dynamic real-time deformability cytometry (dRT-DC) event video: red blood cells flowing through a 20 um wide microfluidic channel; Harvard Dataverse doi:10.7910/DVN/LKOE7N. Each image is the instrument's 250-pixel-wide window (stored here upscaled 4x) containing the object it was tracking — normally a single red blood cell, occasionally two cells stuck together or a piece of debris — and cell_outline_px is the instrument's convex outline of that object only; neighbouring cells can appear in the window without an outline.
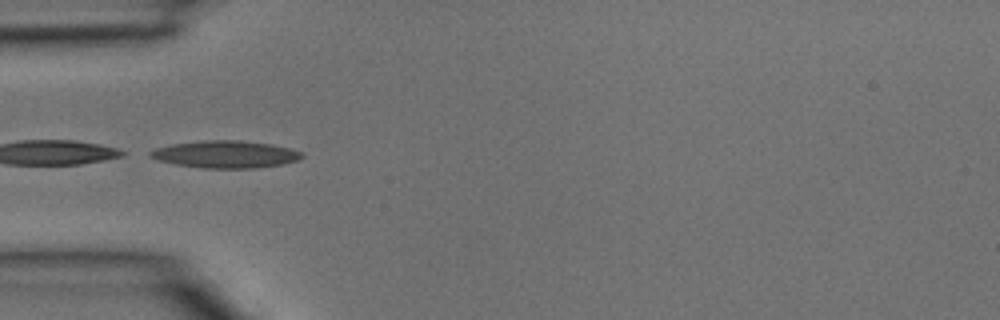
{"species": "common noctule bat (a hibernating species)", "species_latin": "Nyctalus noctula", "temperature_condition": "room temperature", "stored_images_in_passage": 36, "camera_frame_rate_fps": 3000, "um_per_image_px": 0.085, "animal": {"sex": "male", "body_mass_g": 15.6}, "frame": {"image": 1, "passage_image": 10, "time_ms": 3.0, "image_size_px": [1000, 320], "cell_outline_px": [[304, 156], [296, 160], [284, 164], [252, 168], [200, 168], [176, 164], [160, 160], [148, 156], [148, 152], [156, 148], [172, 144], [204, 140], [240, 140], [272, 144], [304, 152]], "centroid_in_image_um": [19.18, 13.11], "position_along_channel_um": 65.8, "area_um2": 24.04}}